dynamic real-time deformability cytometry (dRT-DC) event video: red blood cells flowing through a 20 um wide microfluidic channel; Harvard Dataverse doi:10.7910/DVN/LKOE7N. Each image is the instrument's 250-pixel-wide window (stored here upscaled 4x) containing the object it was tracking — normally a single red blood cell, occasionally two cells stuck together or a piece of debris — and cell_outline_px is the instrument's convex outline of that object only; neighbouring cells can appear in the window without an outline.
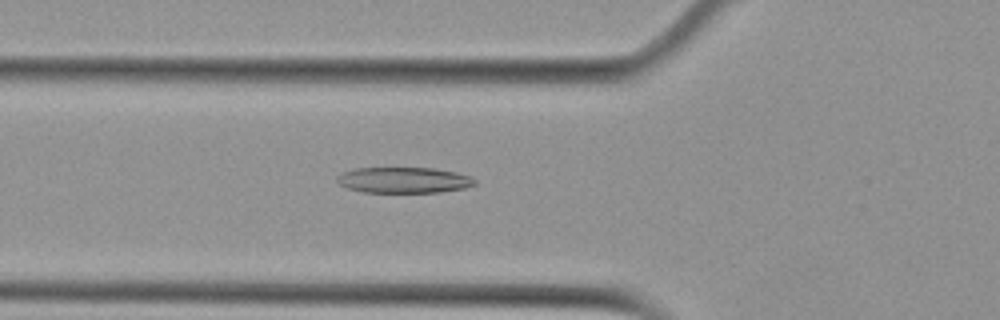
{"species": "Egyptian fruit bat (a non-hibernating species)", "species_latin": "Rousettus aegyptiacus", "temperature_condition": "cold", "stored_images_in_passage": 32, "camera_frame_rate_fps": 3000, "um_per_image_px": 0.085, "animal": {"sex": "female"}, "frame": {"image": 1, "passage_image": 6, "time_ms": 1.667, "image_size_px": [1000, 320], "cell_outline_px": [[476, 184], [464, 188], [440, 192], [364, 192], [348, 188], [340, 184], [336, 180], [336, 176], [340, 172], [356, 168], [432, 168], [456, 172], [468, 176], [476, 180]], "centroid_in_image_um": [34.29, 15.3], "position_along_channel_um": 91.5, "area_um2": 20.69}}
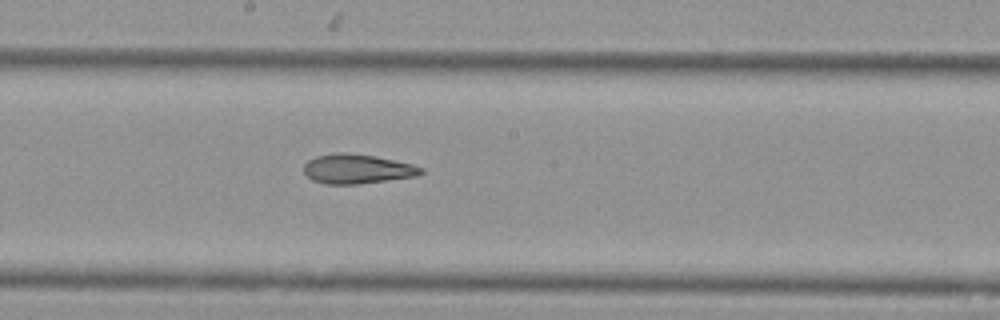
{"frame": {"image": 2, "passage_image": 16, "time_ms": 5.0, "image_size_px": [1000, 320], "cell_outline_px": [[424, 172], [420, 176], [356, 184], [324, 184], [312, 180], [304, 172], [304, 164], [308, 160], [316, 156], [336, 152], [344, 152], [372, 156], [412, 164], [424, 168]], "centroid_in_image_um": [30.36, 14.36], "position_along_channel_um": 217.8, "area_um2": 20.11}}
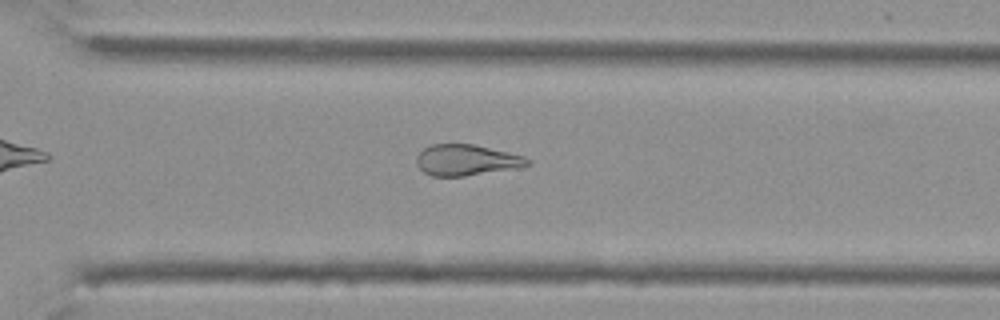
{"frame": {"image": 3, "passage_image": 25, "time_ms": 8.0, "image_size_px": [1000, 320], "cell_outline_px": [[532, 164], [516, 168], [464, 176], [432, 176], [424, 172], [416, 164], [416, 156], [424, 148], [432, 144], [472, 144], [508, 152], [524, 156], [532, 160]], "centroid_in_image_um": [39.65, 13.6], "position_along_channel_um": 330.9, "area_um2": 20.0}, "authors_computed_cell_mechanics": {"area_um2": 20.5479, "velocity_mm_per_s": 3.7739, "shape_relaxation_time_tau1_ms": null, "shape_relaxation_time_tau2_ms": 2.6792, "deformation_change_tau1": null, "deformation_change_tau2": 0.1174}}